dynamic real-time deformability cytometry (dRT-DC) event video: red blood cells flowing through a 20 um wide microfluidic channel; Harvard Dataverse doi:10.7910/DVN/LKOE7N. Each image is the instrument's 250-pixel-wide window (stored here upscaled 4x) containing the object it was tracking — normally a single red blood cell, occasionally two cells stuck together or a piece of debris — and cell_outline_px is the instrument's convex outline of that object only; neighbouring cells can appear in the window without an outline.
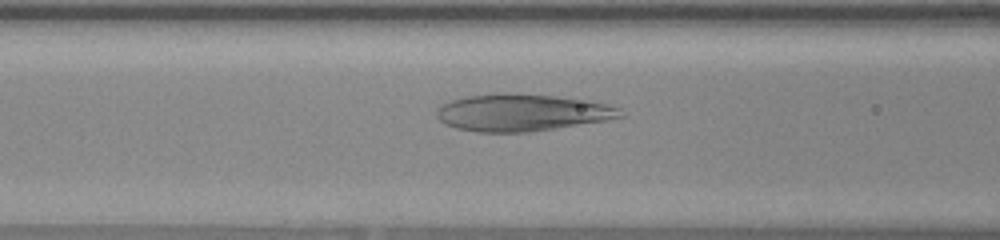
{"species": "human", "species_latin": "Homo sapiens", "temperature_condition": "warm", "stored_images_in_passage": 46, "camera_frame_rate_fps": 3000, "um_per_image_px": 0.085, "donor": {"sex": "female"}, "frame": {"image": 1, "passage_image": 16, "time_ms": 5.0, "image_size_px": [1000, 240], "cell_outline_px": [[624, 116], [604, 120], [532, 132], [476, 132], [456, 128], [444, 124], [436, 116], [436, 108], [440, 104], [452, 100], [468, 96], [500, 92], [508, 92], [552, 96], [588, 100], [620, 108]], "centroid_in_image_um": [44.29, 9.56], "position_along_channel_um": 122.3, "area_um2": 39.71}}
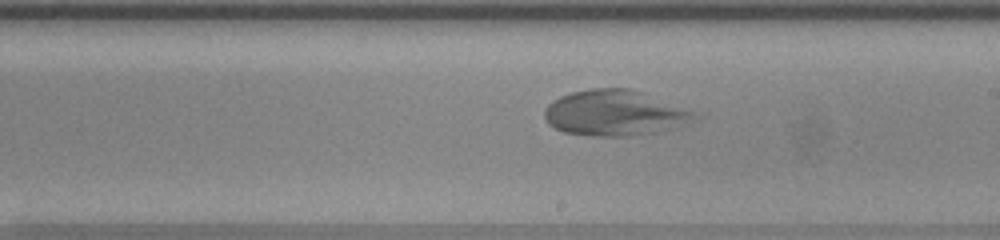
{"frame": {"image": 2, "passage_image": 25, "time_ms": 8.0, "image_size_px": [1000, 240], "cell_outline_px": [[708, 112], [704, 116], [688, 124], [660, 132], [632, 136], [588, 136], [564, 132], [548, 124], [544, 116], [544, 112], [548, 104], [552, 100], [560, 96], [572, 92], [588, 88], [632, 88]], "centroid_in_image_um": [52.47, 9.59], "position_along_channel_um": 236.5, "area_um2": 41.73}}
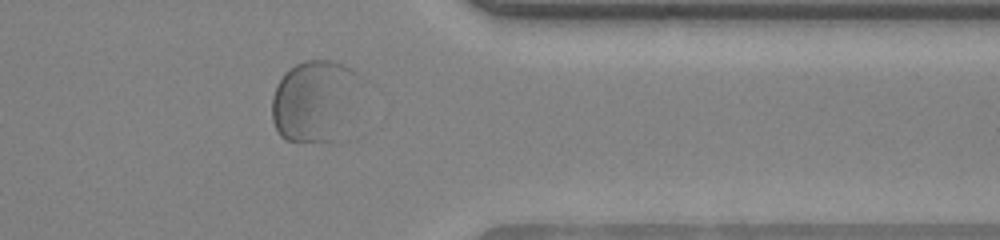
{"frame": {"image": 3, "passage_image": 37, "time_ms": 12.0, "image_size_px": [1000, 240], "cell_outline_px": [[364, 80], [336, 144], [328, 144], [284, 140], [280, 136], [272, 120], [272, 96], [276, 84], [284, 72], [296, 64], [304, 60], [332, 60], [344, 64], [352, 68]], "centroid_in_image_um": [26.75, 8.58], "position_along_channel_um": 384.7, "area_um2": 43.18}}